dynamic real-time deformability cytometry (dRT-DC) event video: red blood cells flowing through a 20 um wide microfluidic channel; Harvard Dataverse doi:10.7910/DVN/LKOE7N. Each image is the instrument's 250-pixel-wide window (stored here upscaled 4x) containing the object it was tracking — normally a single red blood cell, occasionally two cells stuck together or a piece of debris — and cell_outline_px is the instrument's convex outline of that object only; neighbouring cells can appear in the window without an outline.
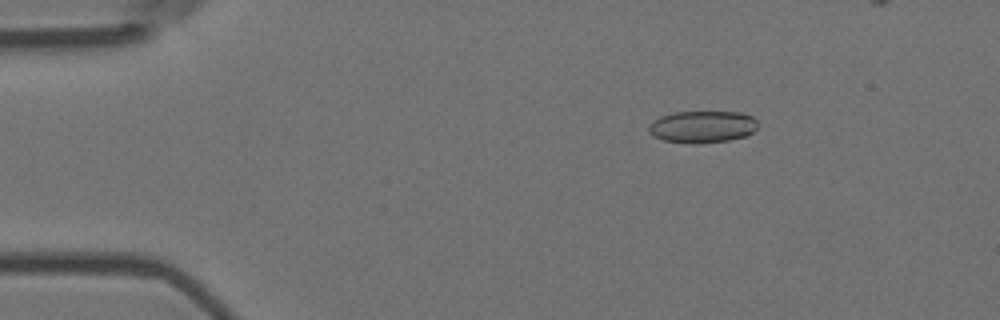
{"species": "Egyptian fruit bat (a non-hibernating species)", "species_latin": "Rousettus aegyptiacus", "temperature_condition": "room temperature", "stored_images_in_passage": 4, "camera_frame_rate_fps": 3000, "um_per_image_px": 0.085, "animal": {"sex": "female"}, "frame": {"image": 1, "passage_image": 2, "time_ms": 0.333, "image_size_px": [1000, 320], "cell_outline_px": [[756, 128], [748, 136], [728, 140], [664, 140], [652, 136], [648, 132], [648, 128], [652, 120], [660, 116], [676, 112], [740, 112], [752, 116], [756, 120]], "centroid_in_image_um": [59.7, 10.72], "position_along_channel_um": 25.3, "area_um2": 19.48}}